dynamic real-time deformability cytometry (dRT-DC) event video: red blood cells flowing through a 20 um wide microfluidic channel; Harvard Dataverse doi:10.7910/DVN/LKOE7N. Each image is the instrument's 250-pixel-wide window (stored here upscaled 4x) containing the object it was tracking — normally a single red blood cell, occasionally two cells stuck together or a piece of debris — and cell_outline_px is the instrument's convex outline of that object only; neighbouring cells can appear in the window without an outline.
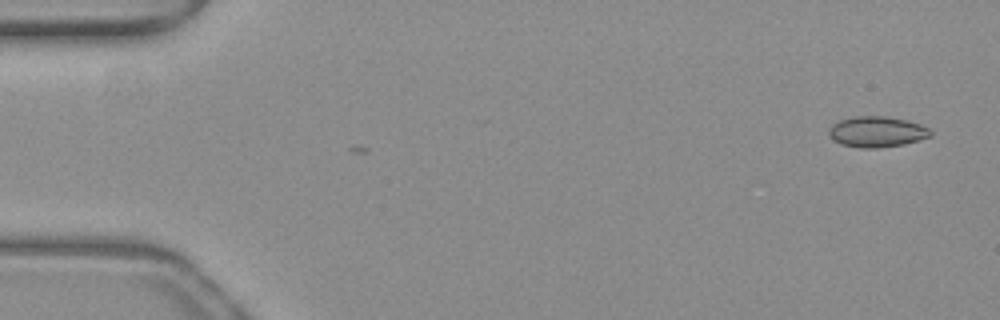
{"species": "common noctule bat (a hibernating species)", "species_latin": "Nyctalus noctula", "temperature_condition": "warm", "stored_images_in_passage": 2, "camera_frame_rate_fps": 3000, "um_per_image_px": 0.085, "animal": {"sex": "female", "body_mass_g": 19.3, "forearm_length_mm": 54.1}, "frame": {"image": 1, "passage_image": 2, "time_ms": 0.333, "image_size_px": [1000, 320], "cell_outline_px": [[932, 136], [904, 144], [876, 148], [860, 148], [840, 144], [832, 140], [828, 132], [828, 128], [832, 124], [840, 120], [856, 116], [884, 116], [908, 120], [920, 124], [928, 128], [932, 132]], "centroid_in_image_um": [74.51, 11.2], "position_along_channel_um": 10.5, "area_um2": 18.32}}